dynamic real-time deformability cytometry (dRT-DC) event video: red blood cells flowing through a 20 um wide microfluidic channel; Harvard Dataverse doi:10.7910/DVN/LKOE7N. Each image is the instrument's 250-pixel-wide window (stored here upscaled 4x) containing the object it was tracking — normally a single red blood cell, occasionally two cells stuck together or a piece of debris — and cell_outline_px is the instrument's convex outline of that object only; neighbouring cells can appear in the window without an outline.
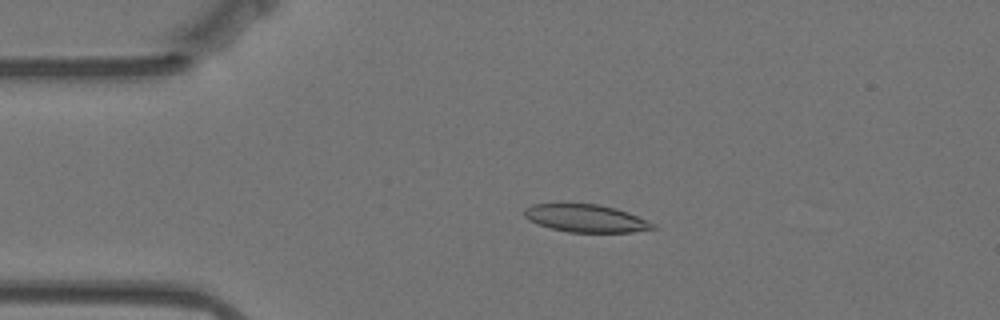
{"species": "Egyptian fruit bat (a non-hibernating species)", "species_latin": "Rousettus aegyptiacus", "temperature_condition": "warm", "stored_images_in_passage": 57, "camera_frame_rate_fps": 3000, "um_per_image_px": 0.085, "animal": {"sex": "female"}, "frame": {"image": 1, "passage_image": 12, "time_ms": 3.667, "image_size_px": [1000, 320], "cell_outline_px": [[656, 228], [632, 232], [568, 232], [536, 224], [528, 220], [524, 216], [524, 208], [532, 204], [596, 204], [616, 208], [628, 212], [656, 224]], "centroid_in_image_um": [49.79, 18.56], "position_along_channel_um": 35.2, "area_um2": 20.69}}
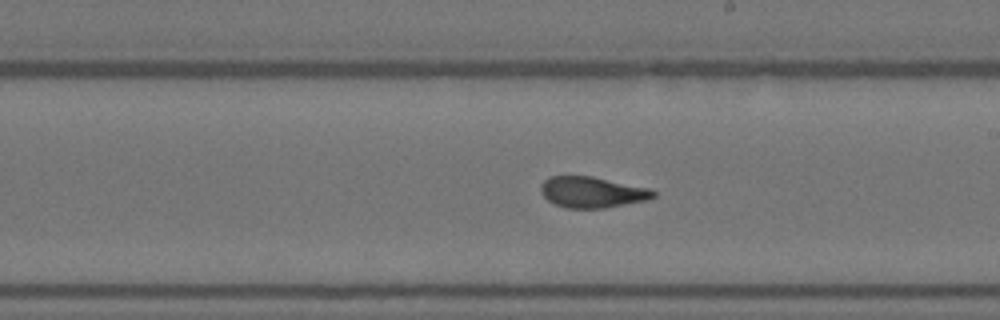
{"frame": {"image": 2, "passage_image": 32, "time_ms": 10.333, "image_size_px": [1000, 320], "cell_outline_px": [[656, 196], [648, 200], [604, 208], [564, 208], [548, 200], [540, 192], [540, 184], [548, 176], [592, 176], [648, 188], [656, 192]], "centroid_in_image_um": [50.31, 16.33], "position_along_channel_um": 238.7, "area_um2": 20.35}}
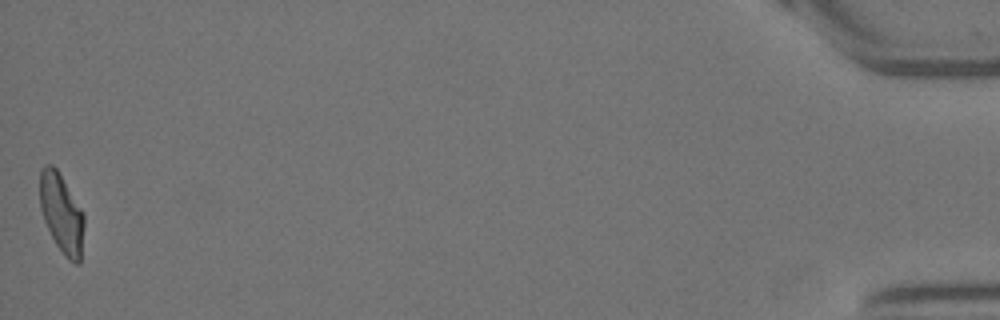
{"frame": {"image": 3, "passage_image": 57, "time_ms": 18.667, "image_size_px": [1000, 320], "cell_outline_px": [[84, 224], [80, 264], [76, 264], [68, 260], [64, 256], [56, 244], [44, 220], [40, 208], [40, 172], [44, 164], [52, 164], [56, 168], [80, 208], [84, 216]], "centroid_in_image_um": [5.22, 18.16], "position_along_channel_um": 430.0, "area_um2": 20.17}, "authors_computed_cell_mechanics": {"area_um2": 20.6924, "velocity_mm_per_s": 3.5152, "shape_relaxation_time_tau1_ms": 8.6288, "shape_relaxation_time_tau2_ms": 1.5715, "deformation_change_tau1": 0.2272, "deformation_change_tau2": 0.0858}}